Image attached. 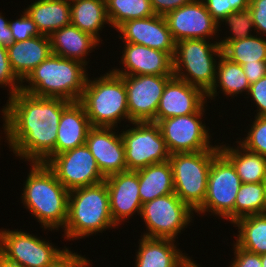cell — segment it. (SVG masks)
I'll return each mask as SVG.
<instances>
[{"mask_svg":"<svg viewBox=\"0 0 266 267\" xmlns=\"http://www.w3.org/2000/svg\"><path fill=\"white\" fill-rule=\"evenodd\" d=\"M247 136L238 142L247 150L266 157V116H255Z\"/></svg>","mask_w":266,"mask_h":267,"instance_id":"cell-35","label":"cell"},{"mask_svg":"<svg viewBox=\"0 0 266 267\" xmlns=\"http://www.w3.org/2000/svg\"><path fill=\"white\" fill-rule=\"evenodd\" d=\"M242 67L250 85L266 76V61L243 64Z\"/></svg>","mask_w":266,"mask_h":267,"instance_id":"cell-44","label":"cell"},{"mask_svg":"<svg viewBox=\"0 0 266 267\" xmlns=\"http://www.w3.org/2000/svg\"><path fill=\"white\" fill-rule=\"evenodd\" d=\"M116 227L110 213L105 181L69 192L68 216L63 228L65 239L79 240Z\"/></svg>","mask_w":266,"mask_h":267,"instance_id":"cell-4","label":"cell"},{"mask_svg":"<svg viewBox=\"0 0 266 267\" xmlns=\"http://www.w3.org/2000/svg\"><path fill=\"white\" fill-rule=\"evenodd\" d=\"M14 42L13 35L7 18L0 13V45L4 47L10 46Z\"/></svg>","mask_w":266,"mask_h":267,"instance_id":"cell-45","label":"cell"},{"mask_svg":"<svg viewBox=\"0 0 266 267\" xmlns=\"http://www.w3.org/2000/svg\"><path fill=\"white\" fill-rule=\"evenodd\" d=\"M164 17L176 43L183 39L213 40L214 37L219 41L218 31L222 30L218 28V23L207 11L202 0H194L170 11Z\"/></svg>","mask_w":266,"mask_h":267,"instance_id":"cell-15","label":"cell"},{"mask_svg":"<svg viewBox=\"0 0 266 267\" xmlns=\"http://www.w3.org/2000/svg\"><path fill=\"white\" fill-rule=\"evenodd\" d=\"M249 97L257 106L255 116H266V76L250 85Z\"/></svg>","mask_w":266,"mask_h":267,"instance_id":"cell-39","label":"cell"},{"mask_svg":"<svg viewBox=\"0 0 266 267\" xmlns=\"http://www.w3.org/2000/svg\"><path fill=\"white\" fill-rule=\"evenodd\" d=\"M219 87V88H218ZM221 93L225 96L235 97L238 94H247L250 84L240 64L234 63L226 58L223 54L219 57L216 66V81L212 89L207 93V99L213 100Z\"/></svg>","mask_w":266,"mask_h":267,"instance_id":"cell-29","label":"cell"},{"mask_svg":"<svg viewBox=\"0 0 266 267\" xmlns=\"http://www.w3.org/2000/svg\"><path fill=\"white\" fill-rule=\"evenodd\" d=\"M173 76H123L127 91L129 123L155 122L160 98L167 82Z\"/></svg>","mask_w":266,"mask_h":267,"instance_id":"cell-14","label":"cell"},{"mask_svg":"<svg viewBox=\"0 0 266 267\" xmlns=\"http://www.w3.org/2000/svg\"><path fill=\"white\" fill-rule=\"evenodd\" d=\"M194 213L175 193L157 197L142 204L140 217L147 227L142 236L176 240L194 220Z\"/></svg>","mask_w":266,"mask_h":267,"instance_id":"cell-9","label":"cell"},{"mask_svg":"<svg viewBox=\"0 0 266 267\" xmlns=\"http://www.w3.org/2000/svg\"><path fill=\"white\" fill-rule=\"evenodd\" d=\"M106 9L115 30L126 21L156 15L150 0H106Z\"/></svg>","mask_w":266,"mask_h":267,"instance_id":"cell-32","label":"cell"},{"mask_svg":"<svg viewBox=\"0 0 266 267\" xmlns=\"http://www.w3.org/2000/svg\"><path fill=\"white\" fill-rule=\"evenodd\" d=\"M265 213L266 193L264 183H242L234 203V222L244 216Z\"/></svg>","mask_w":266,"mask_h":267,"instance_id":"cell-33","label":"cell"},{"mask_svg":"<svg viewBox=\"0 0 266 267\" xmlns=\"http://www.w3.org/2000/svg\"><path fill=\"white\" fill-rule=\"evenodd\" d=\"M235 143H237V147L219 143V150L233 164L241 182H264L266 157L247 150L238 141H235Z\"/></svg>","mask_w":266,"mask_h":267,"instance_id":"cell-26","label":"cell"},{"mask_svg":"<svg viewBox=\"0 0 266 267\" xmlns=\"http://www.w3.org/2000/svg\"><path fill=\"white\" fill-rule=\"evenodd\" d=\"M122 42L135 43L160 50L174 57L176 42L164 16L154 15L122 23L117 29Z\"/></svg>","mask_w":266,"mask_h":267,"instance_id":"cell-16","label":"cell"},{"mask_svg":"<svg viewBox=\"0 0 266 267\" xmlns=\"http://www.w3.org/2000/svg\"><path fill=\"white\" fill-rule=\"evenodd\" d=\"M206 106L194 114L175 116L157 123L170 154L219 149V145H211L210 129L202 122Z\"/></svg>","mask_w":266,"mask_h":267,"instance_id":"cell-11","label":"cell"},{"mask_svg":"<svg viewBox=\"0 0 266 267\" xmlns=\"http://www.w3.org/2000/svg\"><path fill=\"white\" fill-rule=\"evenodd\" d=\"M114 130L117 131L115 127H92L85 141L105 178L127 170L121 133Z\"/></svg>","mask_w":266,"mask_h":267,"instance_id":"cell-17","label":"cell"},{"mask_svg":"<svg viewBox=\"0 0 266 267\" xmlns=\"http://www.w3.org/2000/svg\"><path fill=\"white\" fill-rule=\"evenodd\" d=\"M69 103L21 90L9 97L1 115L10 151L20 160L46 164L55 155L58 125Z\"/></svg>","mask_w":266,"mask_h":267,"instance_id":"cell-1","label":"cell"},{"mask_svg":"<svg viewBox=\"0 0 266 267\" xmlns=\"http://www.w3.org/2000/svg\"><path fill=\"white\" fill-rule=\"evenodd\" d=\"M124 46L120 57L121 70L112 69L117 75L174 76L173 57L170 54L135 43L125 42Z\"/></svg>","mask_w":266,"mask_h":267,"instance_id":"cell-18","label":"cell"},{"mask_svg":"<svg viewBox=\"0 0 266 267\" xmlns=\"http://www.w3.org/2000/svg\"><path fill=\"white\" fill-rule=\"evenodd\" d=\"M221 55L222 48L218 41L180 40L176 43L173 57L174 76L207 94L216 81L217 60Z\"/></svg>","mask_w":266,"mask_h":267,"instance_id":"cell-6","label":"cell"},{"mask_svg":"<svg viewBox=\"0 0 266 267\" xmlns=\"http://www.w3.org/2000/svg\"><path fill=\"white\" fill-rule=\"evenodd\" d=\"M46 165L69 191L96 185L105 180L86 144L54 155Z\"/></svg>","mask_w":266,"mask_h":267,"instance_id":"cell-13","label":"cell"},{"mask_svg":"<svg viewBox=\"0 0 266 267\" xmlns=\"http://www.w3.org/2000/svg\"><path fill=\"white\" fill-rule=\"evenodd\" d=\"M91 128L82 104L79 101L70 102L63 109L58 125L55 155L84 145Z\"/></svg>","mask_w":266,"mask_h":267,"instance_id":"cell-22","label":"cell"},{"mask_svg":"<svg viewBox=\"0 0 266 267\" xmlns=\"http://www.w3.org/2000/svg\"><path fill=\"white\" fill-rule=\"evenodd\" d=\"M194 0H150L156 15L165 16L170 11L176 10L183 5L192 3Z\"/></svg>","mask_w":266,"mask_h":267,"instance_id":"cell-43","label":"cell"},{"mask_svg":"<svg viewBox=\"0 0 266 267\" xmlns=\"http://www.w3.org/2000/svg\"><path fill=\"white\" fill-rule=\"evenodd\" d=\"M90 260L82 255L73 253L69 248L67 251L58 258L51 266L49 267H88L90 266Z\"/></svg>","mask_w":266,"mask_h":267,"instance_id":"cell-42","label":"cell"},{"mask_svg":"<svg viewBox=\"0 0 266 267\" xmlns=\"http://www.w3.org/2000/svg\"><path fill=\"white\" fill-rule=\"evenodd\" d=\"M31 168L21 193L24 208L28 209L44 230L63 229L68 216L69 190L57 180L55 173L44 163H29Z\"/></svg>","mask_w":266,"mask_h":267,"instance_id":"cell-2","label":"cell"},{"mask_svg":"<svg viewBox=\"0 0 266 267\" xmlns=\"http://www.w3.org/2000/svg\"><path fill=\"white\" fill-rule=\"evenodd\" d=\"M207 102V94L200 88L173 76L160 98L155 123L175 116L198 112Z\"/></svg>","mask_w":266,"mask_h":267,"instance_id":"cell-20","label":"cell"},{"mask_svg":"<svg viewBox=\"0 0 266 267\" xmlns=\"http://www.w3.org/2000/svg\"><path fill=\"white\" fill-rule=\"evenodd\" d=\"M8 59L15 75L23 81L52 53L49 36L39 35L7 47Z\"/></svg>","mask_w":266,"mask_h":267,"instance_id":"cell-23","label":"cell"},{"mask_svg":"<svg viewBox=\"0 0 266 267\" xmlns=\"http://www.w3.org/2000/svg\"><path fill=\"white\" fill-rule=\"evenodd\" d=\"M232 224L238 227L236 242L233 243L254 254L266 253V213L244 216Z\"/></svg>","mask_w":266,"mask_h":267,"instance_id":"cell-30","label":"cell"},{"mask_svg":"<svg viewBox=\"0 0 266 267\" xmlns=\"http://www.w3.org/2000/svg\"><path fill=\"white\" fill-rule=\"evenodd\" d=\"M264 185H265V193H266V177H265V180H264Z\"/></svg>","mask_w":266,"mask_h":267,"instance_id":"cell-49","label":"cell"},{"mask_svg":"<svg viewBox=\"0 0 266 267\" xmlns=\"http://www.w3.org/2000/svg\"><path fill=\"white\" fill-rule=\"evenodd\" d=\"M176 240L142 236L138 241L135 267H189L194 261L182 253Z\"/></svg>","mask_w":266,"mask_h":267,"instance_id":"cell-21","label":"cell"},{"mask_svg":"<svg viewBox=\"0 0 266 267\" xmlns=\"http://www.w3.org/2000/svg\"><path fill=\"white\" fill-rule=\"evenodd\" d=\"M49 37L53 54L78 60L85 65L89 63L87 56L100 44L95 37L72 24L54 31Z\"/></svg>","mask_w":266,"mask_h":267,"instance_id":"cell-24","label":"cell"},{"mask_svg":"<svg viewBox=\"0 0 266 267\" xmlns=\"http://www.w3.org/2000/svg\"><path fill=\"white\" fill-rule=\"evenodd\" d=\"M139 195L142 204L174 193L172 167L169 161L152 164L137 170Z\"/></svg>","mask_w":266,"mask_h":267,"instance_id":"cell-27","label":"cell"},{"mask_svg":"<svg viewBox=\"0 0 266 267\" xmlns=\"http://www.w3.org/2000/svg\"><path fill=\"white\" fill-rule=\"evenodd\" d=\"M56 247L52 242L21 229H0V253L23 267L51 266L68 249L66 246L62 250Z\"/></svg>","mask_w":266,"mask_h":267,"instance_id":"cell-12","label":"cell"},{"mask_svg":"<svg viewBox=\"0 0 266 267\" xmlns=\"http://www.w3.org/2000/svg\"><path fill=\"white\" fill-rule=\"evenodd\" d=\"M262 267H266V253L261 255Z\"/></svg>","mask_w":266,"mask_h":267,"instance_id":"cell-47","label":"cell"},{"mask_svg":"<svg viewBox=\"0 0 266 267\" xmlns=\"http://www.w3.org/2000/svg\"><path fill=\"white\" fill-rule=\"evenodd\" d=\"M19 16L21 17L18 19L16 18V20L12 21L11 19V21H9L14 42H21L41 35L37 25L25 11H22V14Z\"/></svg>","mask_w":266,"mask_h":267,"instance_id":"cell-38","label":"cell"},{"mask_svg":"<svg viewBox=\"0 0 266 267\" xmlns=\"http://www.w3.org/2000/svg\"><path fill=\"white\" fill-rule=\"evenodd\" d=\"M228 26L230 35H227L223 40L220 37L218 43L220 44L221 48L223 49L229 42L240 40L243 38H247L253 36L255 33H251L252 29L255 30L251 11L248 9L242 11H235L226 16L221 22L218 24V28L221 27V24ZM228 24V25H226Z\"/></svg>","mask_w":266,"mask_h":267,"instance_id":"cell-34","label":"cell"},{"mask_svg":"<svg viewBox=\"0 0 266 267\" xmlns=\"http://www.w3.org/2000/svg\"><path fill=\"white\" fill-rule=\"evenodd\" d=\"M249 10L257 35L266 36V0H250Z\"/></svg>","mask_w":266,"mask_h":267,"instance_id":"cell-40","label":"cell"},{"mask_svg":"<svg viewBox=\"0 0 266 267\" xmlns=\"http://www.w3.org/2000/svg\"><path fill=\"white\" fill-rule=\"evenodd\" d=\"M189 267H201V266H199V264H197V263L194 261Z\"/></svg>","mask_w":266,"mask_h":267,"instance_id":"cell-48","label":"cell"},{"mask_svg":"<svg viewBox=\"0 0 266 267\" xmlns=\"http://www.w3.org/2000/svg\"><path fill=\"white\" fill-rule=\"evenodd\" d=\"M207 11L219 24L226 16L235 11L249 8L250 0H202Z\"/></svg>","mask_w":266,"mask_h":267,"instance_id":"cell-36","label":"cell"},{"mask_svg":"<svg viewBox=\"0 0 266 267\" xmlns=\"http://www.w3.org/2000/svg\"><path fill=\"white\" fill-rule=\"evenodd\" d=\"M131 124L134 126L120 131L127 170L137 171L169 160L170 153L157 123L146 121Z\"/></svg>","mask_w":266,"mask_h":267,"instance_id":"cell-10","label":"cell"},{"mask_svg":"<svg viewBox=\"0 0 266 267\" xmlns=\"http://www.w3.org/2000/svg\"><path fill=\"white\" fill-rule=\"evenodd\" d=\"M233 246L234 259L229 267H262L261 255L245 251L235 243Z\"/></svg>","mask_w":266,"mask_h":267,"instance_id":"cell-41","label":"cell"},{"mask_svg":"<svg viewBox=\"0 0 266 267\" xmlns=\"http://www.w3.org/2000/svg\"><path fill=\"white\" fill-rule=\"evenodd\" d=\"M0 267H23L17 262L11 261L0 253Z\"/></svg>","mask_w":266,"mask_h":267,"instance_id":"cell-46","label":"cell"},{"mask_svg":"<svg viewBox=\"0 0 266 267\" xmlns=\"http://www.w3.org/2000/svg\"><path fill=\"white\" fill-rule=\"evenodd\" d=\"M86 66L51 53L22 81L21 91L38 97L79 101L89 75Z\"/></svg>","mask_w":266,"mask_h":267,"instance_id":"cell-3","label":"cell"},{"mask_svg":"<svg viewBox=\"0 0 266 267\" xmlns=\"http://www.w3.org/2000/svg\"><path fill=\"white\" fill-rule=\"evenodd\" d=\"M266 38V37H265ZM262 35H254L229 42L222 54L230 61L240 64H252L266 61V39Z\"/></svg>","mask_w":266,"mask_h":267,"instance_id":"cell-31","label":"cell"},{"mask_svg":"<svg viewBox=\"0 0 266 267\" xmlns=\"http://www.w3.org/2000/svg\"><path fill=\"white\" fill-rule=\"evenodd\" d=\"M219 153V149H209L170 154L174 193L194 212L205 200L211 163Z\"/></svg>","mask_w":266,"mask_h":267,"instance_id":"cell-7","label":"cell"},{"mask_svg":"<svg viewBox=\"0 0 266 267\" xmlns=\"http://www.w3.org/2000/svg\"><path fill=\"white\" fill-rule=\"evenodd\" d=\"M242 182L233 164L220 152L211 163L207 194L195 213L210 212L213 216L234 223V203Z\"/></svg>","mask_w":266,"mask_h":267,"instance_id":"cell-8","label":"cell"},{"mask_svg":"<svg viewBox=\"0 0 266 267\" xmlns=\"http://www.w3.org/2000/svg\"><path fill=\"white\" fill-rule=\"evenodd\" d=\"M79 102L92 127L117 128L122 120L129 122L124 78L112 70L94 80L88 78Z\"/></svg>","mask_w":266,"mask_h":267,"instance_id":"cell-5","label":"cell"},{"mask_svg":"<svg viewBox=\"0 0 266 267\" xmlns=\"http://www.w3.org/2000/svg\"><path fill=\"white\" fill-rule=\"evenodd\" d=\"M28 6L24 11L35 22L41 35L50 36L71 24L70 1L35 0Z\"/></svg>","mask_w":266,"mask_h":267,"instance_id":"cell-25","label":"cell"},{"mask_svg":"<svg viewBox=\"0 0 266 267\" xmlns=\"http://www.w3.org/2000/svg\"><path fill=\"white\" fill-rule=\"evenodd\" d=\"M71 24L101 40L100 31L109 24L106 0H73L70 1Z\"/></svg>","mask_w":266,"mask_h":267,"instance_id":"cell-28","label":"cell"},{"mask_svg":"<svg viewBox=\"0 0 266 267\" xmlns=\"http://www.w3.org/2000/svg\"><path fill=\"white\" fill-rule=\"evenodd\" d=\"M22 81L13 72L8 59L7 47L0 45V87H8L11 97L21 90Z\"/></svg>","mask_w":266,"mask_h":267,"instance_id":"cell-37","label":"cell"},{"mask_svg":"<svg viewBox=\"0 0 266 267\" xmlns=\"http://www.w3.org/2000/svg\"><path fill=\"white\" fill-rule=\"evenodd\" d=\"M109 192L110 213L117 226L133 215L141 214L138 172L126 170L104 180ZM131 216V217H130Z\"/></svg>","mask_w":266,"mask_h":267,"instance_id":"cell-19","label":"cell"}]
</instances>
